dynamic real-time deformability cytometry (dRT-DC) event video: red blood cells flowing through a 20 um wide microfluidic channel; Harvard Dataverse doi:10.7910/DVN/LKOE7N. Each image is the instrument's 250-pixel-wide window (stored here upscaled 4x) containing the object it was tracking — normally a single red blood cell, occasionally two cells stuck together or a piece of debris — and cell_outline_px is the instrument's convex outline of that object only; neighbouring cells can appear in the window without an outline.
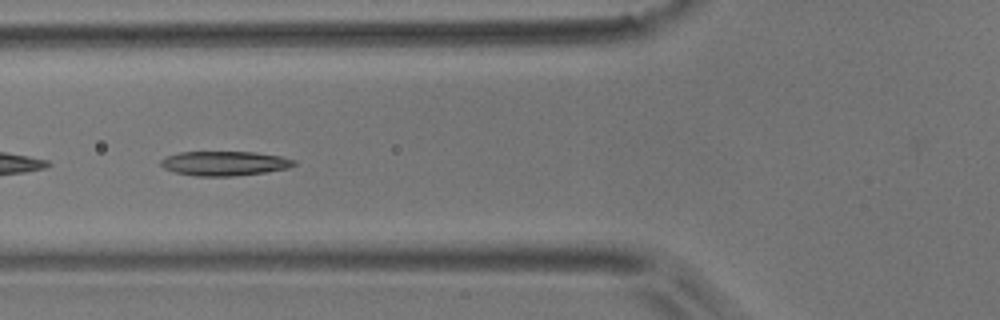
{"species": "common noctule bat (a hibernating species)", "species_latin": "Nyctalus noctula", "temperature_condition": "room temperature", "stored_images_in_passage": 26, "camera_frame_rate_fps": 3000, "um_per_image_px": 0.085, "animal": {"sex": "male", "body_mass_g": 17.9}, "frame": {"image": 1, "passage_image": 19, "time_ms": 6.0, "image_size_px": [1000, 320], "cell_outline_px": [[296, 164], [288, 168], [264, 172], [232, 176], [196, 176], [176, 172], [164, 168], [160, 164], [160, 160], [168, 156], [180, 152], [256, 152], [280, 156], [296, 160]], "centroid_in_image_um": [19.1, 13.88], "position_along_channel_um": 106.7, "area_um2": 18.84}}
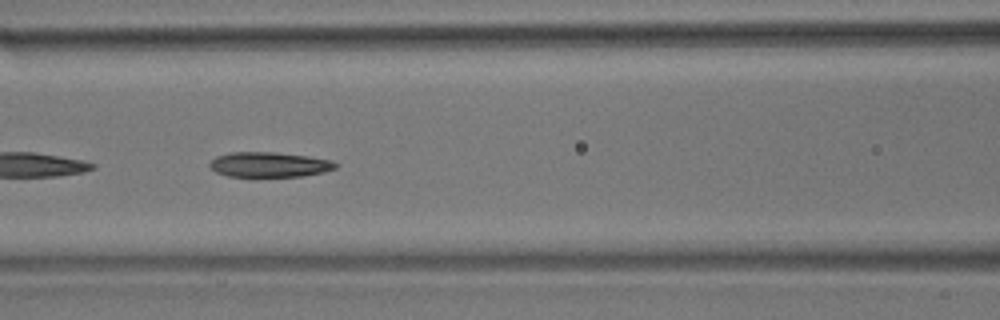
{"frame": {"image": 2, "passage_image": 22, "time_ms": 7.0, "image_size_px": [1000, 320], "cell_outline_px": [[340, 164], [336, 168], [324, 172], [300, 176], [252, 180], [228, 176], [216, 172], [208, 164], [216, 156], [232, 152], [272, 152], [308, 156], [332, 160]], "centroid_in_image_um": [22.87, 14.04], "position_along_channel_um": 143.7, "area_um2": 19.31}}